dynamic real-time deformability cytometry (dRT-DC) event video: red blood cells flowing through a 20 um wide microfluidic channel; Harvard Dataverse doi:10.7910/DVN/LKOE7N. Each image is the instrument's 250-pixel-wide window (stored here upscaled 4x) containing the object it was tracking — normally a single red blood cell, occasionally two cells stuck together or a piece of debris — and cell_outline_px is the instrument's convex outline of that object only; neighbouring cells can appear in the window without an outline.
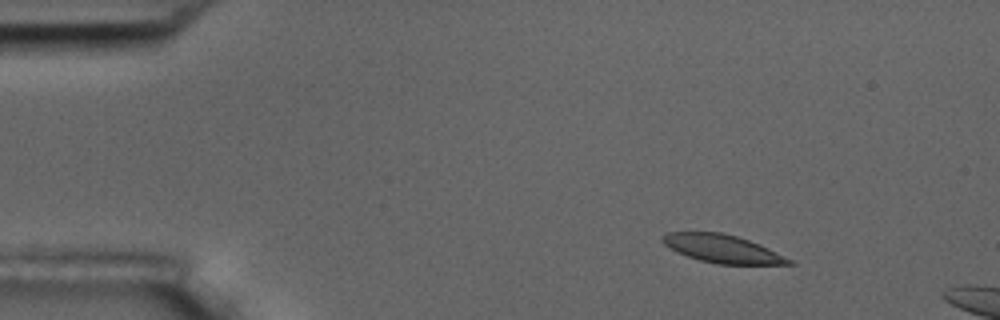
{"species": "common noctule bat (a hibernating species)", "species_latin": "Nyctalus noctula", "temperature_condition": "room temperature", "stored_images_in_passage": 5, "camera_frame_rate_fps": 3000, "um_per_image_px": 0.085, "animal": {"sex": "male", "body_mass_g": 17.5, "forearm_length_mm": 52.3}, "frame": {"image": 1, "passage_image": 3, "time_ms": 2.333, "image_size_px": [1000, 320], "cell_outline_px": [[796, 264], [716, 264], [700, 260], [688, 256], [664, 244], [660, 240], [660, 236], [668, 232], [720, 232], [736, 236], [748, 240], [768, 248], [792, 260]], "centroid_in_image_um": [61.38, 21.14], "position_along_channel_um": 23.6, "area_um2": 20.35}}